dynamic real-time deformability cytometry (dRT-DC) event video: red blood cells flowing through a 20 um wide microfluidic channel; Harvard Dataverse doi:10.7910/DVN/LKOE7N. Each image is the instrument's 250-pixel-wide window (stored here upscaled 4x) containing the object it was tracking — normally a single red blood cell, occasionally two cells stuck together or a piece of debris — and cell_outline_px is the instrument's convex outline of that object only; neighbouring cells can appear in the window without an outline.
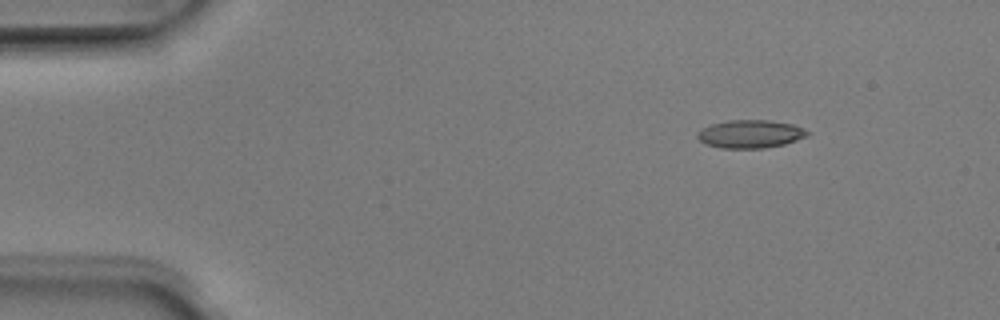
{"species": "Egyptian fruit bat (a non-hibernating species)", "species_latin": "Rousettus aegyptiacus", "temperature_condition": "room temperature", "stored_images_in_passage": 6, "camera_frame_rate_fps": 3000, "um_per_image_px": 0.085, "animal": {"sex": "male"}, "frame": {"image": 1, "passage_image": 2, "time_ms": 0.333, "image_size_px": [1000, 320], "cell_outline_px": [[812, 132], [808, 136], [784, 144], [764, 148], [720, 148], [704, 144], [696, 136], [704, 128], [712, 124], [728, 120], [768, 120], [792, 124], [804, 128]], "centroid_in_image_um": [63.82, 11.39], "position_along_channel_um": 21.2, "area_um2": 17.98}}
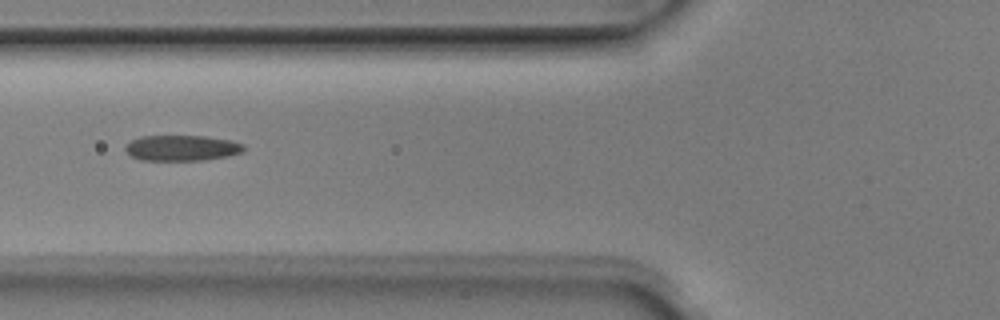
{"frame": {"image": 2, "passage_image": 5, "time_ms": 1.333, "image_size_px": [1000, 320], "cell_outline_px": [[244, 152], [228, 156], [204, 160], [140, 160], [132, 156], [124, 148], [124, 144], [140, 136], [208, 136], [232, 140], [244, 144]], "centroid_in_image_um": [15.48, 12.57], "position_along_channel_um": 110.3, "area_um2": 17.86}}
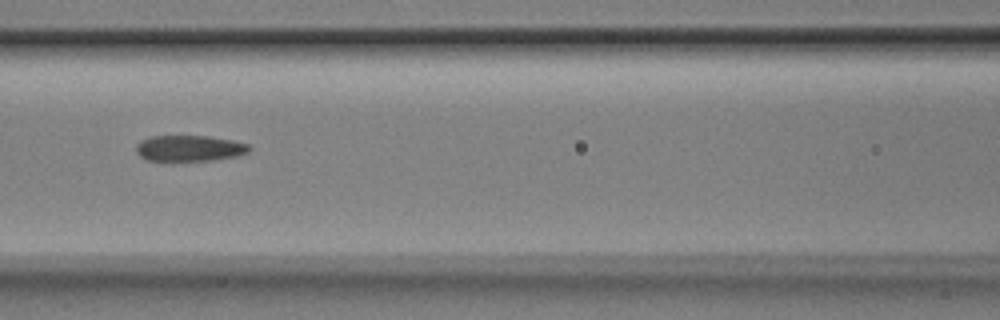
{"frame": {"image": 3, "passage_image": 6, "time_ms": 1.667, "image_size_px": [1000, 320], "cell_outline_px": [[252, 148], [248, 152], [236, 156], [212, 160], [172, 164], [144, 160], [136, 152], [136, 144], [140, 140], [152, 136], [208, 136], [232, 140], [248, 144]], "centroid_in_image_um": [16.02, 12.65], "position_along_channel_um": 150.6, "area_um2": 18.03}}